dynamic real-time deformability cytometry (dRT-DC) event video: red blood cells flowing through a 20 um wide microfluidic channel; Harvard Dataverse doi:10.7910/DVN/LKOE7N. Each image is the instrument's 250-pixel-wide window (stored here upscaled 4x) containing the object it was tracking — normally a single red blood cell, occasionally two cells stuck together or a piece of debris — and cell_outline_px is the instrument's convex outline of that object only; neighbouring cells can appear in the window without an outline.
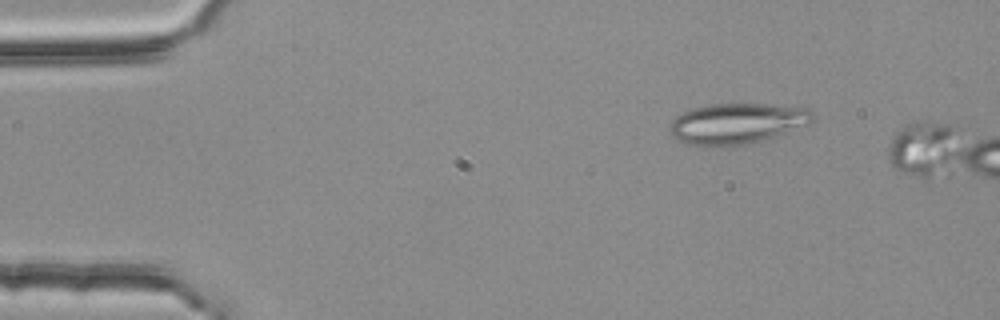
{"species": "common noctule bat (a hibernating species)", "species_latin": "Nyctalus noctula", "temperature_condition": "room temperature", "stored_images_in_passage": 4, "camera_frame_rate_fps": 3000, "um_per_image_px": 0.085, "animal": {"sex": "female", "body_mass_g": 25.1}, "frame": {"image": 1, "passage_image": 2, "time_ms": 0.333, "image_size_px": [1000, 320], "cell_outline_px": [[816, 116], [808, 124], [760, 140], [740, 144], [712, 148], [688, 144], [672, 136], [668, 132], [668, 128], [676, 116], [684, 112], [696, 108], [712, 104], [772, 104], [812, 108]], "centroid_in_image_um": [62.64, 10.49], "position_along_channel_um": 22.4, "area_um2": 33.76}}